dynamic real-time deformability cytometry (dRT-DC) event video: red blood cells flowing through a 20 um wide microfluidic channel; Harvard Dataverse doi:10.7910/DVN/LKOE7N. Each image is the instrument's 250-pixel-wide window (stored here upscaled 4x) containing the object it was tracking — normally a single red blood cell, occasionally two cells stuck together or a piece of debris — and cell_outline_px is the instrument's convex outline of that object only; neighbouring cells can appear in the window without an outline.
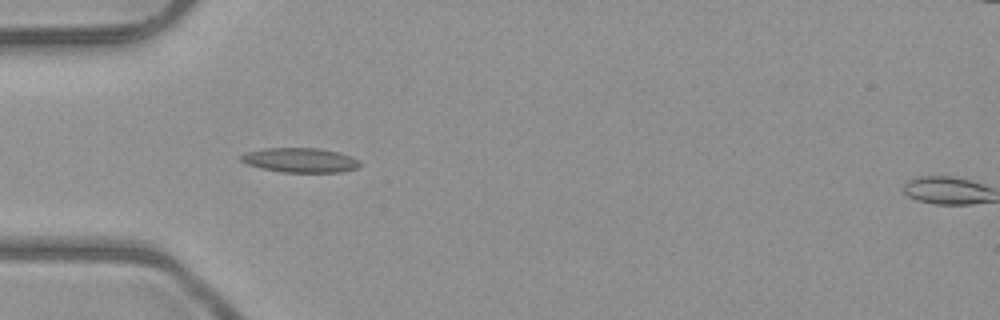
{"species": "common noctule bat (a hibernating species)", "species_latin": "Nyctalus noctula", "temperature_condition": "room temperature", "stored_images_in_passage": 6, "camera_frame_rate_fps": 3000, "um_per_image_px": 0.085, "animal": {"sex": "male", "body_mass_g": 23.1, "forearm_length_mm": 52.7}, "frame": {"image": 1, "passage_image": 4, "time_ms": 3.333, "image_size_px": [1000, 320], "cell_outline_px": [[360, 168], [340, 172], [280, 172], [260, 168], [248, 164], [240, 160], [240, 156], [244, 152], [264, 148], [316, 148], [336, 152], [360, 160]], "centroid_in_image_um": [25.49, 13.62], "position_along_channel_um": 59.5, "area_um2": 16.99}}
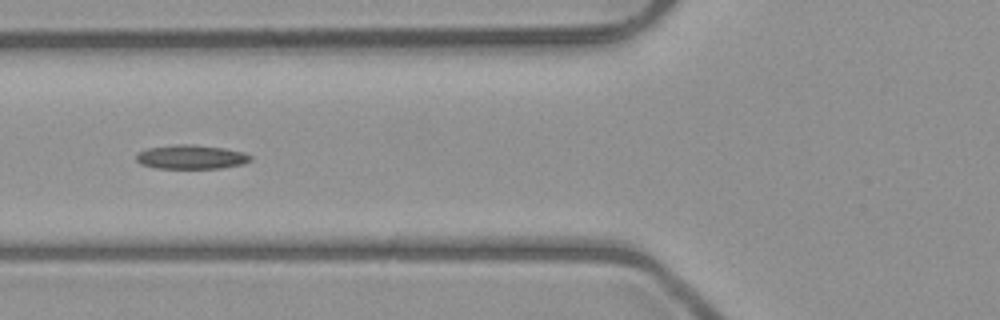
{"frame": {"image": 2, "passage_image": 5, "time_ms": 4.667, "image_size_px": [1000, 320], "cell_outline_px": [[252, 160], [244, 164], [220, 168], [156, 168], [140, 164], [136, 160], [136, 156], [140, 152], [148, 148], [176, 144], [192, 144], [224, 148], [244, 152], [252, 156]], "centroid_in_image_um": [16.28, 13.34], "position_along_channel_um": 109.5, "area_um2": 16.07}}
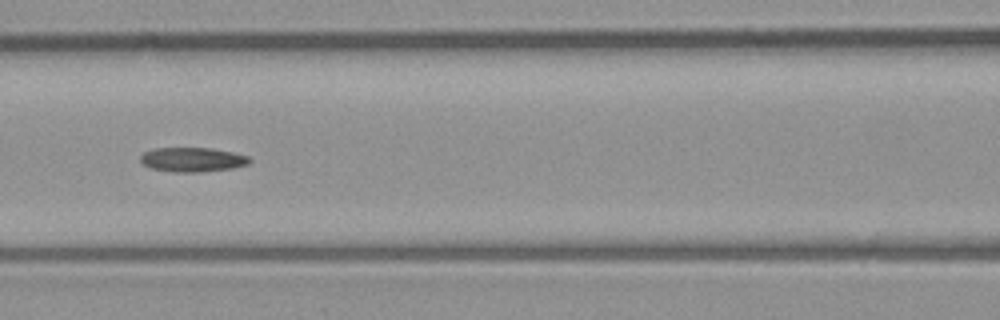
{"frame": {"image": 3, "passage_image": 6, "time_ms": 5.667, "image_size_px": [1000, 320], "cell_outline_px": [[252, 160], [248, 164], [232, 168], [200, 172], [172, 172], [152, 168], [144, 164], [140, 160], [140, 156], [144, 152], [156, 148], [212, 148], [232, 152], [248, 156]], "centroid_in_image_um": [16.37, 13.56], "position_along_channel_um": 150.2, "area_um2": 15.43}}